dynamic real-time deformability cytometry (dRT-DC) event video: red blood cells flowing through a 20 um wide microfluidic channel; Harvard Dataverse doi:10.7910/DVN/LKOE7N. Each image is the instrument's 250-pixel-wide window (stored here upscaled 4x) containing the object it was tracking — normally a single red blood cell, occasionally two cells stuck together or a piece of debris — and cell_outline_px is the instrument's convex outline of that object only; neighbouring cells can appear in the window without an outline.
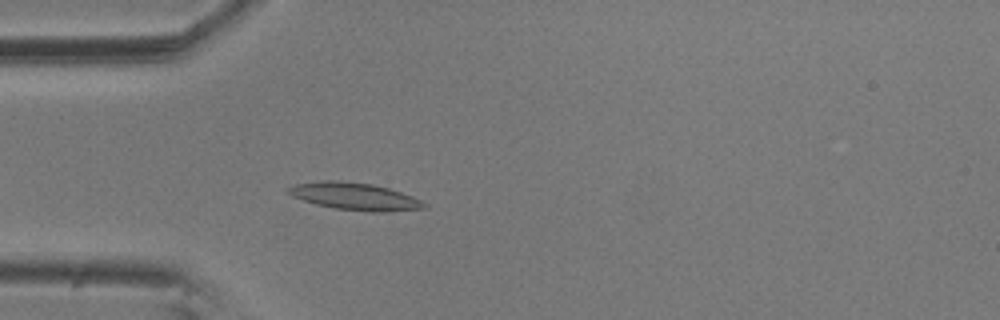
{"species": "common noctule bat (a hibernating species)", "species_latin": "Nyctalus noctula", "temperature_condition": "room temperature", "stored_images_in_passage": 5, "camera_frame_rate_fps": 3000, "um_per_image_px": 0.085, "animal": {"sex": "male", "body_mass_g": 20.5, "forearm_length_mm": 52.5}, "frame": {"image": 1, "passage_image": 5, "time_ms": 1.333, "image_size_px": [1000, 320], "cell_outline_px": [[428, 208], [384, 212], [372, 212], [332, 208], [316, 204], [292, 196], [284, 192], [284, 188], [292, 184], [324, 180], [336, 180], [372, 184], [388, 188], [412, 196], [428, 204]], "centroid_in_image_um": [30.1, 16.69], "position_along_channel_um": 54.9, "area_um2": 21.85}}